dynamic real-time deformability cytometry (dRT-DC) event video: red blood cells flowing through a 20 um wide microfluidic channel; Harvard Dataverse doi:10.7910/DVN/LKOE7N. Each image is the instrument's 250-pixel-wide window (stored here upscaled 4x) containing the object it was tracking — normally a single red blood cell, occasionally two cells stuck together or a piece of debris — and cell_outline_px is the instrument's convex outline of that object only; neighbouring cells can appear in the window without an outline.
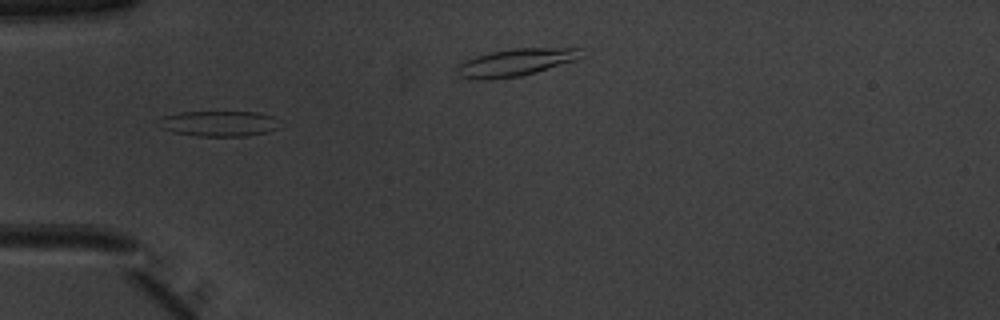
{"species": "common noctule bat (a hibernating species)", "species_latin": "Nyctalus noctula", "temperature_condition": "warm", "stored_images_in_passage": 26, "camera_frame_rate_fps": 3000, "um_per_image_px": 0.085, "animal": {"sex": "male", "body_mass_g": 20.1, "forearm_length_mm": 53.5}, "frame": {"image": 1, "passage_image": 1, "time_ms": 0.0, "image_size_px": [1000, 320], "cell_outline_px": [[280, 128], [268, 132], [244, 136], [196, 136], [172, 132], [160, 128], [152, 120], [160, 116], [180, 112], [256, 112], [272, 116]], "centroid_in_image_um": [18.47, 10.5], "position_along_channel_um": 66.5, "area_um2": 18.32}}
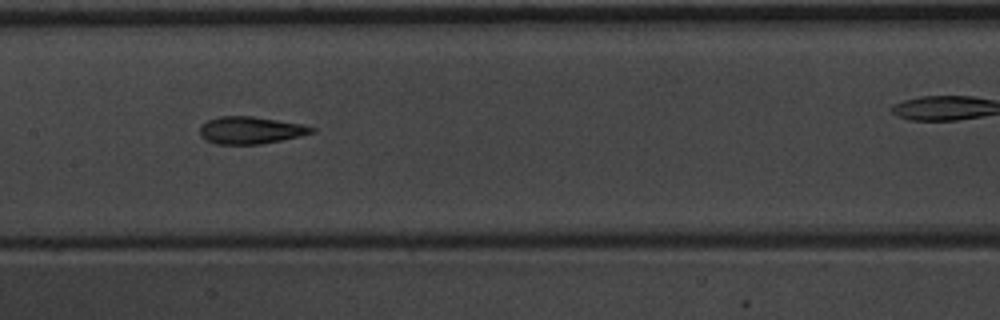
{"frame": {"image": 2, "passage_image": 10, "time_ms": 3.0, "image_size_px": [1000, 320], "cell_outline_px": [[316, 132], [300, 136], [260, 144], [216, 144], [200, 136], [200, 124], [208, 120], [220, 116], [252, 116], [304, 124], [316, 128]], "centroid_in_image_um": [21.31, 11.06], "position_along_channel_um": 186.1, "area_um2": 17.8}}
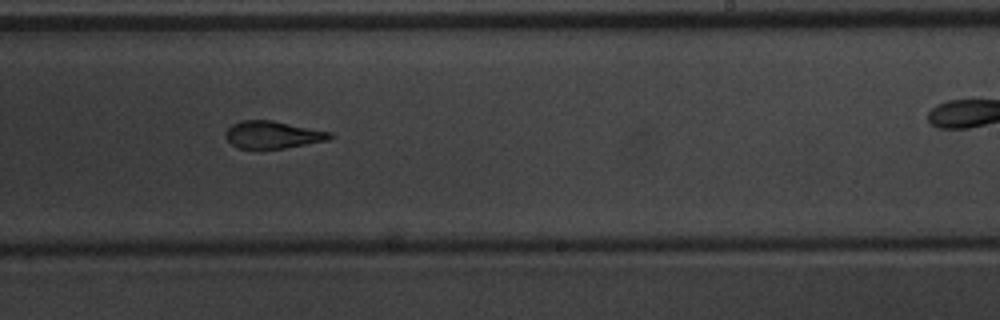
{"frame": {"image": 3, "passage_image": 16, "time_ms": 5.0, "image_size_px": [1000, 320], "cell_outline_px": [[336, 136], [328, 140], [284, 148], [236, 148], [224, 136], [224, 132], [232, 124], [240, 120], [272, 120], [332, 132]], "centroid_in_image_um": [23.18, 11.44], "position_along_channel_um": 265.8, "area_um2": 16.7}}